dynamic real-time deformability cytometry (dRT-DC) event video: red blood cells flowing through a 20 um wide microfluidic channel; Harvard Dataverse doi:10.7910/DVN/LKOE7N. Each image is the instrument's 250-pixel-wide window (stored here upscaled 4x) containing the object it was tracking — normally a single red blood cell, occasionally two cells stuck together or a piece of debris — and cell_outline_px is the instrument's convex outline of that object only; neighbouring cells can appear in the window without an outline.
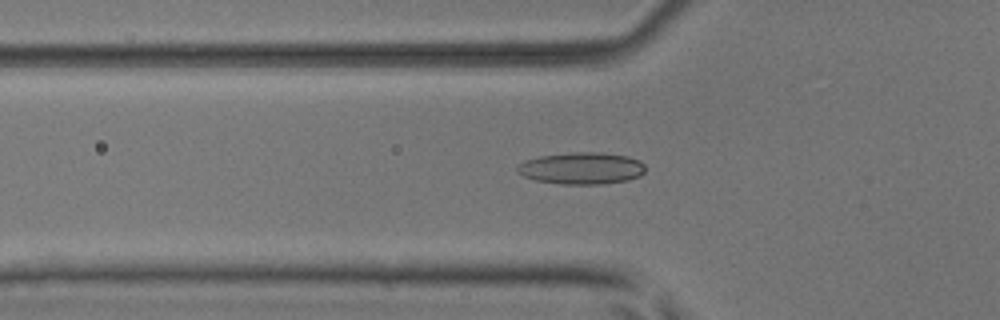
{"species": "common noctule bat (a hibernating species)", "species_latin": "Nyctalus noctula", "temperature_condition": "room temperature", "stored_images_in_passage": 49, "camera_frame_rate_fps": 3000, "um_per_image_px": 0.085, "animal": {"sex": "male", "body_mass_g": 17.9, "forearm_length_mm": 54.2}, "frame": {"image": 1, "passage_image": 18, "time_ms": 5.667, "image_size_px": [1000, 320], "cell_outline_px": [[644, 172], [640, 176], [628, 180], [604, 184], [560, 184], [536, 180], [524, 176], [516, 172], [516, 164], [524, 160], [540, 156], [572, 152], [596, 152], [628, 156], [640, 160], [644, 164]], "centroid_in_image_um": [49.41, 14.3], "position_along_channel_um": 76.4, "area_um2": 23.99}}
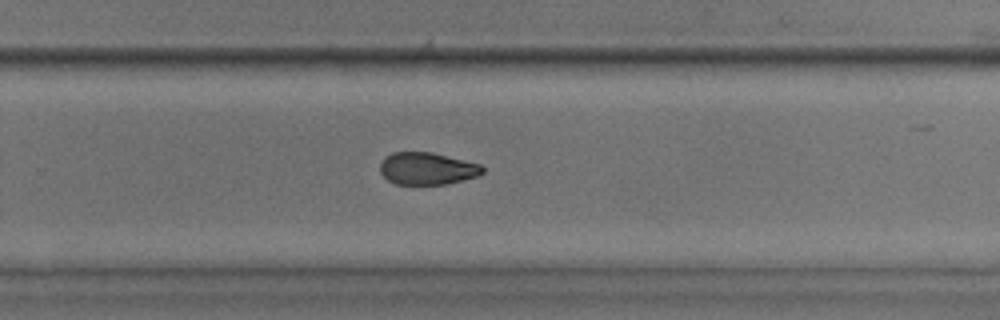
{"frame": {"image": 2, "passage_image": 34, "time_ms": 11.0, "image_size_px": [1000, 320], "cell_outline_px": [[484, 172], [476, 176], [444, 184], [396, 184], [388, 180], [380, 172], [380, 164], [392, 152], [432, 152], [480, 164], [484, 168]], "centroid_in_image_um": [36.3, 14.32], "position_along_channel_um": 293.5, "area_um2": 18.96}}
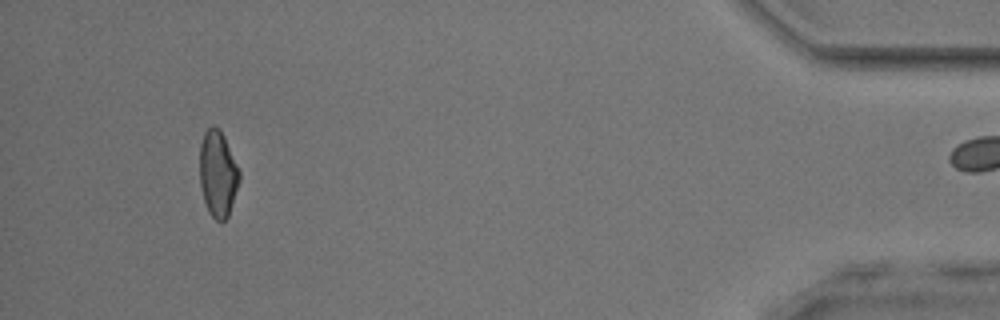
{"frame": {"image": 3, "passage_image": 48, "time_ms": 15.667, "image_size_px": [1000, 320], "cell_outline_px": [[240, 180], [228, 216], [224, 220], [216, 220], [208, 212], [204, 200], [200, 184], [200, 144], [204, 132], [212, 124], [220, 128], [224, 136], [240, 172]], "centroid_in_image_um": [18.51, 14.74], "position_along_channel_um": 416.7, "area_um2": 19.88}}